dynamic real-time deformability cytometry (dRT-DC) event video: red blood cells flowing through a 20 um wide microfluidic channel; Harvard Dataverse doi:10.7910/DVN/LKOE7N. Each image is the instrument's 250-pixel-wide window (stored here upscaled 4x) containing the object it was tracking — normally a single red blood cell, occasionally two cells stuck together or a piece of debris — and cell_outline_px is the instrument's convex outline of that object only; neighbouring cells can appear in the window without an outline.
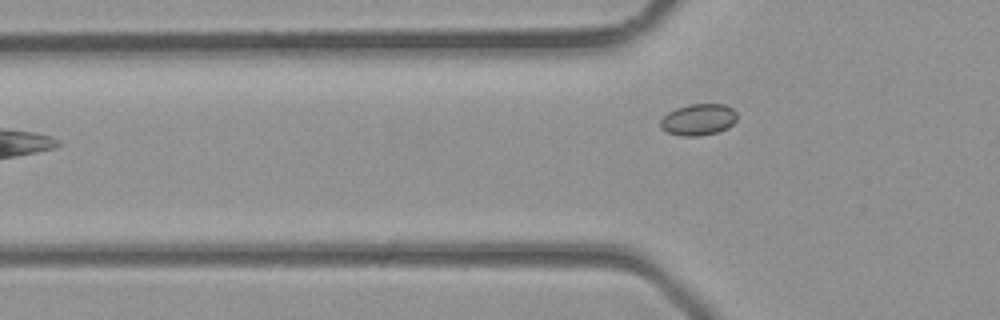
{"species": "common noctule bat (a hibernating species)", "species_latin": "Nyctalus noctula", "temperature_condition": "room temperature", "stored_images_in_passage": 3, "camera_frame_rate_fps": 3000, "um_per_image_px": 0.085, "animal": {"sex": "male", "body_mass_g": 23.1, "forearm_length_mm": 52.7}, "frame": {"image": 1, "passage_image": 3, "time_ms": 0.667, "image_size_px": [1000, 320], "cell_outline_px": [[736, 120], [728, 128], [716, 132], [700, 136], [680, 136], [668, 132], [660, 128], [660, 120], [668, 112], [676, 108], [688, 104], [724, 104], [732, 108], [736, 112]], "centroid_in_image_um": [59.35, 10.16], "position_along_channel_um": 66.5, "area_um2": 14.1}}